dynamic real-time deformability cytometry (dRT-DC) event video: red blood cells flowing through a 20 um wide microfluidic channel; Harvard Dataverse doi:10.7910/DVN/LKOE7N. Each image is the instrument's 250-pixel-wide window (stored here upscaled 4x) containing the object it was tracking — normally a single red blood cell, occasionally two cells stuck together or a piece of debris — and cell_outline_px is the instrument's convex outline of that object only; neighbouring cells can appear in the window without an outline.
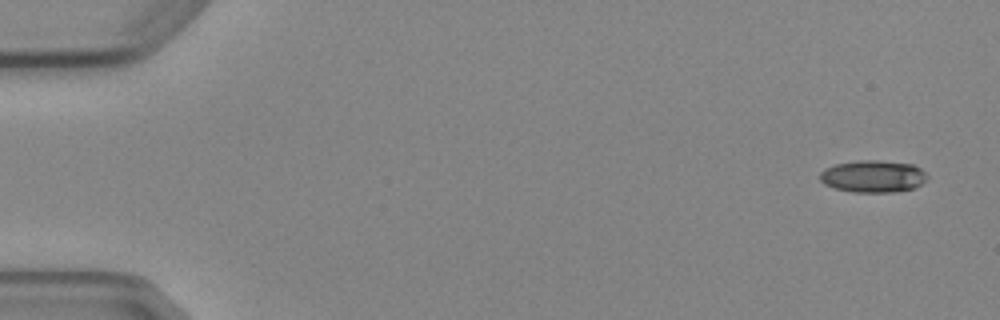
{"species": "Egyptian fruit bat (a non-hibernating species)", "species_latin": "Rousettus aegyptiacus", "temperature_condition": "cold", "stored_images_in_passage": 6, "segment_of_instrument_passage": [1, 2], "camera_frame_rate_fps": 3000, "um_per_image_px": 0.085, "animal": {"sex": "female"}, "frame": {"image": 1, "passage_image": 1, "time_ms": 0.0, "image_size_px": [1000, 320], "cell_outline_px": [[928, 176], [920, 184], [912, 188], [896, 192], [852, 192], [836, 188], [824, 184], [820, 180], [820, 172], [824, 168], [836, 164], [856, 160], [880, 160], [912, 164], [920, 168]], "centroid_in_image_um": [74.18, 14.98], "position_along_channel_um": 10.8, "area_um2": 20.06}}
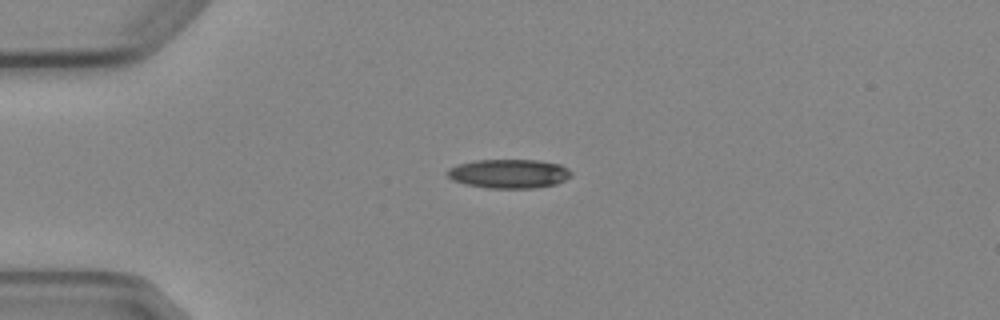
{"frame": {"image": 2, "passage_image": 4, "time_ms": 3.667, "image_size_px": [1000, 320], "cell_outline_px": [[572, 176], [556, 184], [532, 188], [488, 188], [464, 184], [452, 180], [444, 172], [448, 168], [456, 164], [476, 160], [540, 160], [560, 164], [568, 168], [572, 172]], "centroid_in_image_um": [43.24, 14.75], "position_along_channel_um": 41.8, "area_um2": 21.21}}